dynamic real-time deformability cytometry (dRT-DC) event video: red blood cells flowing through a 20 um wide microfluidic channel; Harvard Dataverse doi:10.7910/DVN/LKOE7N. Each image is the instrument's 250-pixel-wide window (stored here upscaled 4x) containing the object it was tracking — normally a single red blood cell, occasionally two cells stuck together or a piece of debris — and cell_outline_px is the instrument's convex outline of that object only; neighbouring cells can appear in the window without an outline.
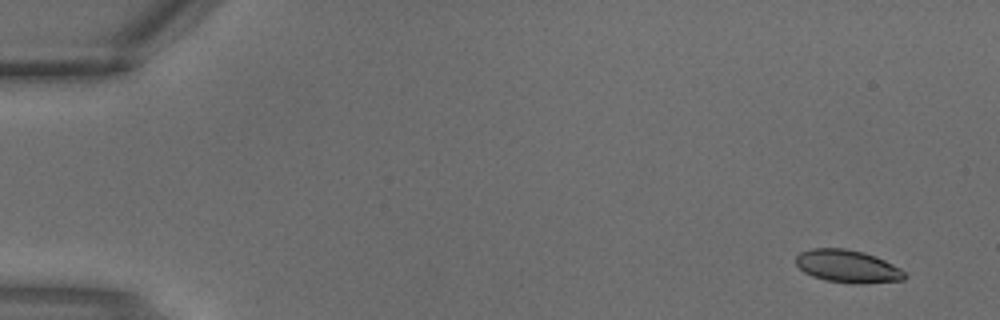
{"species": "common noctule bat (a hibernating species)", "species_latin": "Nyctalus noctula", "temperature_condition": "warm", "stored_images_in_passage": 4, "camera_frame_rate_fps": 3000, "um_per_image_px": 0.085, "animal": {"sex": "male", "body_mass_g": 18.8}, "frame": {"image": 1, "passage_image": 1, "time_ms": 0.0, "image_size_px": [1000, 320], "cell_outline_px": [[908, 276], [904, 280], [860, 284], [852, 284], [824, 280], [812, 276], [804, 272], [796, 264], [796, 256], [800, 252], [812, 248], [844, 248], [864, 252], [876, 256], [900, 268]], "centroid_in_image_um": [72.05, 22.64], "position_along_channel_um": 13.0, "area_um2": 20.92}}